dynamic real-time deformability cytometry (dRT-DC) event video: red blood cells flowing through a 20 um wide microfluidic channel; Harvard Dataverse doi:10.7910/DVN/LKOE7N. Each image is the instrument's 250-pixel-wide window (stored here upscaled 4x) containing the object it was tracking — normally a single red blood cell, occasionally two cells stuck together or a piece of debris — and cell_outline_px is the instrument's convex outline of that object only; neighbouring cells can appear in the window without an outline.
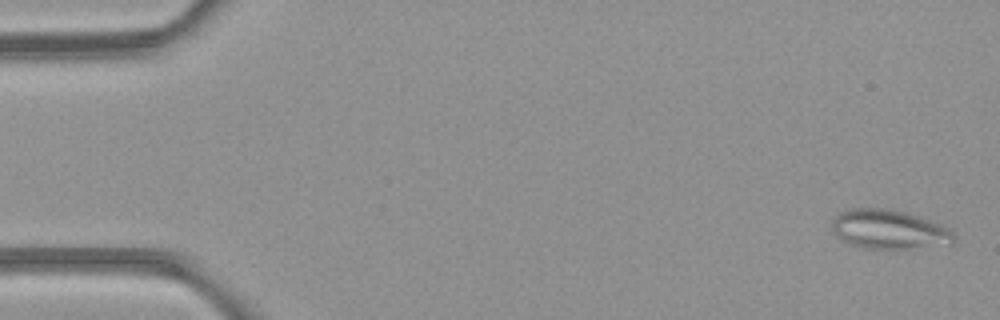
{"species": "common noctule bat (a hibernating species)", "species_latin": "Nyctalus noctula", "temperature_condition": "room temperature", "stored_images_in_passage": 5, "camera_frame_rate_fps": 3000, "um_per_image_px": 0.085, "animal": {"sex": "female", "body_mass_g": 21.9}, "frame": {"image": 1, "passage_image": 1, "time_ms": 0.0, "image_size_px": [1000, 320], "cell_outline_px": [[956, 240], [952, 244], [904, 248], [868, 248], [852, 244], [836, 236], [832, 228], [832, 224], [836, 216], [840, 212], [852, 208], [892, 208], [908, 212], [920, 216], [940, 224], [948, 228], [952, 232]], "centroid_in_image_um": [75.59, 19.47], "position_along_channel_um": 9.4, "area_um2": 27.69}}